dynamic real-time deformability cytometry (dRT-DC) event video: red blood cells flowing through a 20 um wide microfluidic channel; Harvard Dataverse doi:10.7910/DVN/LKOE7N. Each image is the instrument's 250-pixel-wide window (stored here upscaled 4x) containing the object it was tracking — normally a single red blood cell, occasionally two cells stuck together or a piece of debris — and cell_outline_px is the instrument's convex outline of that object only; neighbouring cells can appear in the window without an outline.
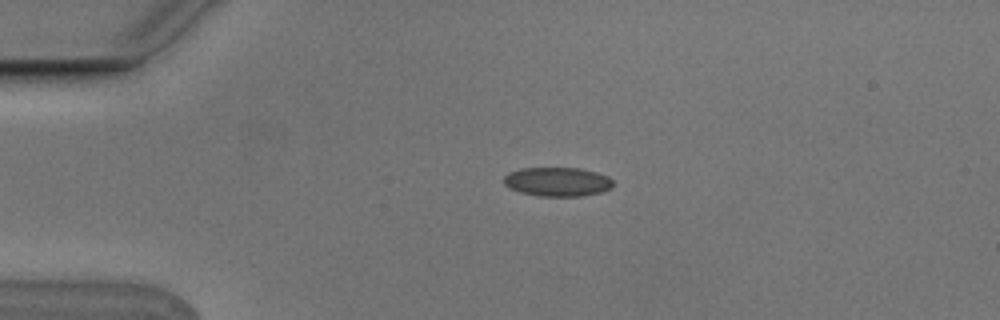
{"species": "Egyptian fruit bat (a non-hibernating species)", "species_latin": "Rousettus aegyptiacus", "temperature_condition": "cold", "stored_images_in_passage": 3, "camera_frame_rate_fps": 3000, "um_per_image_px": 0.085, "animal": {"sex": "male"}, "frame": {"image": 1, "passage_image": 2, "time_ms": 0.333, "image_size_px": [1000, 320], "cell_outline_px": [[612, 188], [600, 192], [580, 196], [540, 196], [520, 192], [504, 184], [504, 176], [508, 172], [520, 168], [580, 168], [596, 172], [608, 176], [612, 180]], "centroid_in_image_um": [47.38, 15.44], "position_along_channel_um": 37.6, "area_um2": 18.44}}